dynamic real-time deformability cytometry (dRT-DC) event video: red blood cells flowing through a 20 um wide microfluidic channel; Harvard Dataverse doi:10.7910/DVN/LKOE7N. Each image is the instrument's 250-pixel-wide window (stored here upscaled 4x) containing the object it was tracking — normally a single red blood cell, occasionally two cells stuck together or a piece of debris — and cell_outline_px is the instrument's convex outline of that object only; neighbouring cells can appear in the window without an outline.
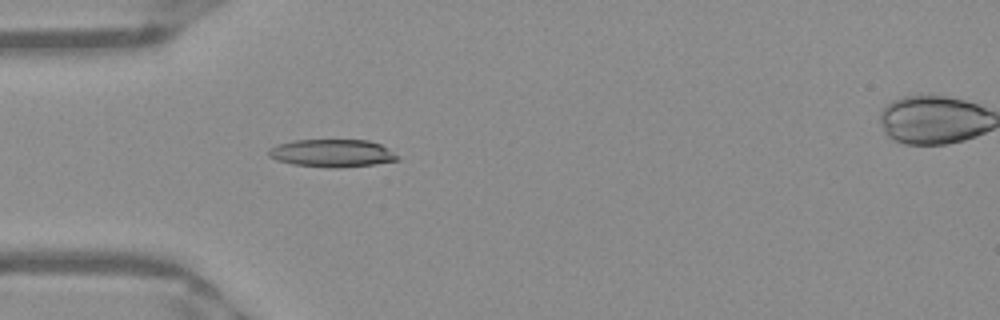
{"species": "Egyptian fruit bat (a non-hibernating species)", "species_latin": "Rousettus aegyptiacus", "temperature_condition": "warm", "stored_images_in_passage": 37, "camera_frame_rate_fps": 3000, "um_per_image_px": 0.085, "frame": {"image": 1, "passage_image": 1, "time_ms": 0.0, "image_size_px": [1000, 320], "cell_outline_px": [[400, 160], [376, 164], [340, 168], [328, 168], [292, 164], [276, 160], [268, 156], [268, 148], [276, 144], [296, 140], [368, 140], [380, 144], [400, 156]], "centroid_in_image_um": [28.23, 13.03], "position_along_channel_um": 56.8, "area_um2": 21.1}}
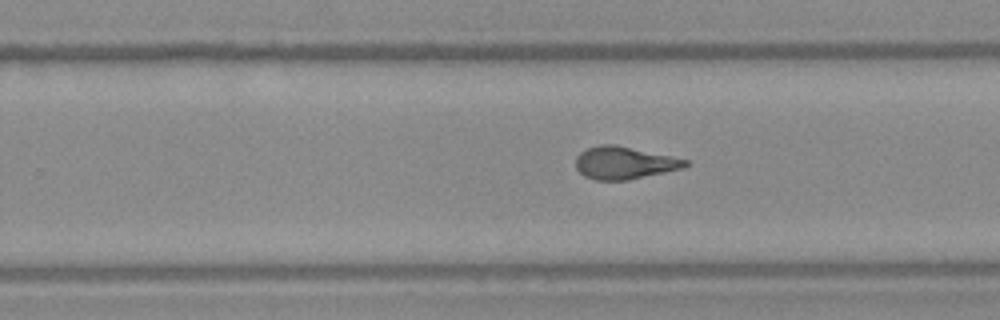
{"frame": {"image": 2, "passage_image": 18, "time_ms": 5.667, "image_size_px": [1000, 320], "cell_outline_px": [[688, 164], [684, 168], [628, 180], [596, 180], [584, 176], [576, 168], [576, 156], [580, 152], [588, 148], [600, 144], [612, 144], [688, 160]], "centroid_in_image_um": [53.03, 13.85], "position_along_channel_um": 276.8, "area_um2": 20.46}}
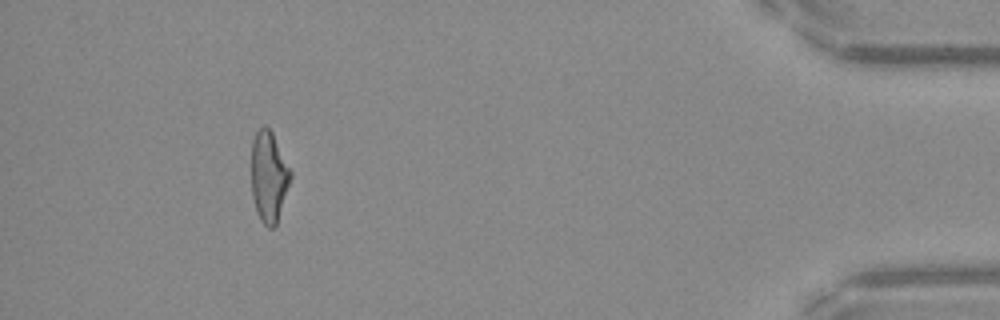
{"frame": {"image": 3, "passage_image": 33, "time_ms": 10.667, "image_size_px": [1000, 320], "cell_outline_px": [[292, 176], [276, 228], [268, 228], [260, 220], [256, 212], [252, 196], [252, 140], [256, 132], [264, 124], [272, 132], [292, 172]], "centroid_in_image_um": [22.86, 15.06], "position_along_channel_um": 412.3, "area_um2": 20.92}, "authors_computed_cell_mechanics": {"area_um2": 21.097, "velocity_mm_per_s": 3.9562, "shape_relaxation_time_tau1_ms": null, "shape_relaxation_time_tau2_ms": 1.7161, "deformation_change_tau1": null, "deformation_change_tau2": 0.0978}}